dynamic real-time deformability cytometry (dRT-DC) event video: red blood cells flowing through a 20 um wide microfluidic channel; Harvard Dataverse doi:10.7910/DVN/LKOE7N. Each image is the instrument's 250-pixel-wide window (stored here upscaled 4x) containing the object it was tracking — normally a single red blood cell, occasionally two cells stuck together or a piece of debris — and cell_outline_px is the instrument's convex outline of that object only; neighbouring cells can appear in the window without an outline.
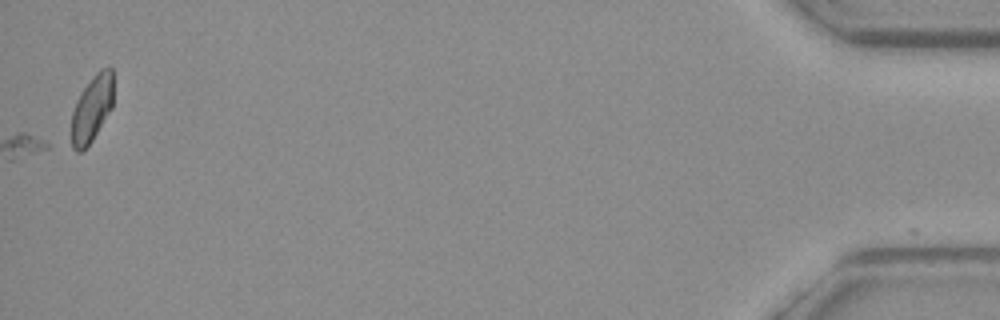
{"species": "common noctule bat (a hibernating species)", "species_latin": "Nyctalus noctula", "temperature_condition": "warm", "stored_images_in_passage": 59, "camera_frame_rate_fps": 3000, "um_per_image_px": 0.085, "animal": {"sex": "female", "body_mass_g": 19.3, "forearm_length_mm": 54.1}, "frame": {"image": 1, "passage_image": 59, "time_ms": 19.333, "image_size_px": [1000, 320], "cell_outline_px": [[112, 108], [92, 140], [80, 152], [76, 152], [72, 148], [72, 112], [76, 100], [80, 92], [92, 76], [100, 68], [112, 68]], "centroid_in_image_um": [7.8, 9.21], "position_along_channel_um": 427.4, "area_um2": 16.13}}